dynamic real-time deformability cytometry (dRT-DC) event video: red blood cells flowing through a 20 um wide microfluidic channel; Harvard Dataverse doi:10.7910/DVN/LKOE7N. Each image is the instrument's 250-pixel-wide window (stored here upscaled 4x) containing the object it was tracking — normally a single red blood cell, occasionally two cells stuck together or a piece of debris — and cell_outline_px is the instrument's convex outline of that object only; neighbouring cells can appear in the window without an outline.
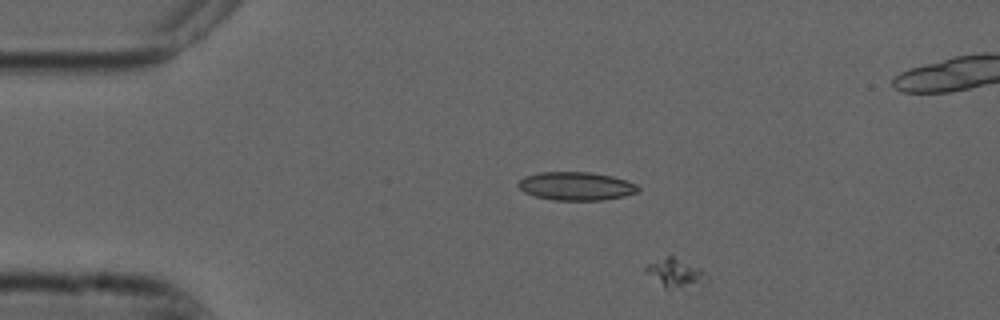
{"species": "common noctule bat (a hibernating species)", "species_latin": "Nyctalus noctula", "temperature_condition": "cold", "stored_images_in_passage": 49, "camera_frame_rate_fps": 3000, "um_per_image_px": 0.085, "animal": {"sex": "male", "forearm_length_mm": 52.5}, "frame": {"image": 1, "passage_image": 2, "time_ms": 0.333, "image_size_px": [1000, 320], "cell_outline_px": [[708, 280], [704, 284], [684, 292], [664, 288], [644, 272], [644, 268], [648, 264], [668, 256], [672, 256], [700, 268], [704, 272]], "centroid_in_image_um": [57.44, 23.31], "position_along_channel_um": 27.6, "area_um2": 10.69}}
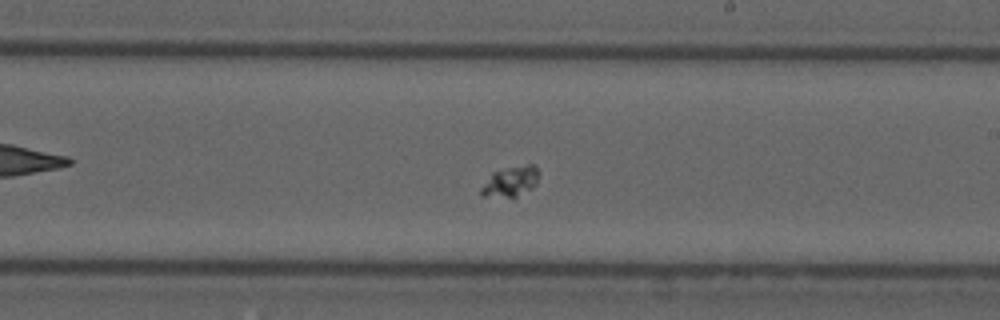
{"frame": {"image": 2, "passage_image": 25, "time_ms": 8.0, "image_size_px": [1000, 320], "cell_outline_px": [[540, 172], [536, 184], [532, 188], [516, 196], [480, 196], [480, 188], [492, 172], [508, 168], [528, 164], [532, 164]], "centroid_in_image_um": [43.39, 15.42], "position_along_channel_um": 245.6, "area_um2": 10.0}}
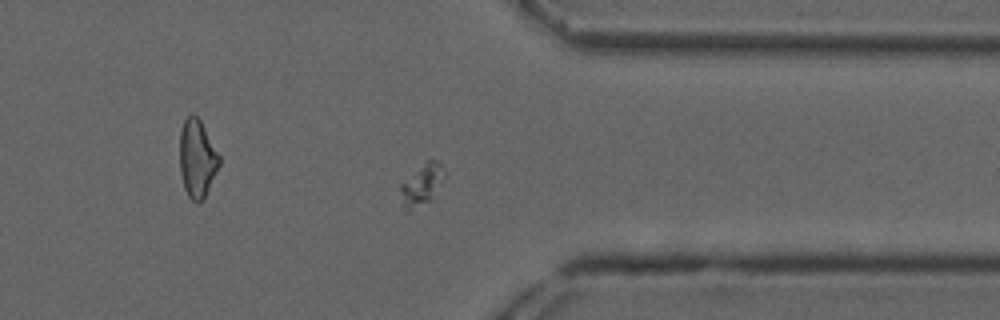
{"frame": {"image": 3, "passage_image": 36, "time_ms": 11.667, "image_size_px": [1000, 320], "cell_outline_px": [[444, 176], [432, 200], [408, 212], [404, 212], [400, 188], [400, 184], [428, 160], [436, 160], [440, 164], [444, 172]], "centroid_in_image_um": [35.83, 15.76], "position_along_channel_um": 375.6, "area_um2": 10.35}}